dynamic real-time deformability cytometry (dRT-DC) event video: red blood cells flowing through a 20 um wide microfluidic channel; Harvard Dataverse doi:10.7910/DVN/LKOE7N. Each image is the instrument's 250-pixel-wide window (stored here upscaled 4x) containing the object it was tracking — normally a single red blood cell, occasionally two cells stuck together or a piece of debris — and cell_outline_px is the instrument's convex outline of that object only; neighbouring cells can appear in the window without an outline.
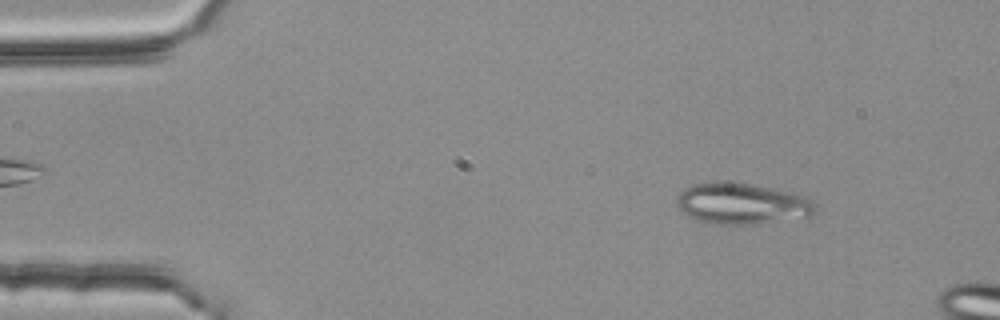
{"species": "common noctule bat (a hibernating species)", "species_latin": "Nyctalus noctula", "temperature_condition": "room temperature", "stored_images_in_passage": 2, "camera_frame_rate_fps": 3000, "um_per_image_px": 0.085, "animal": {"sex": "female", "body_mass_g": 25.1}, "frame": {"image": 1, "passage_image": 1, "time_ms": 0.0, "image_size_px": [1000, 320], "cell_outline_px": [[816, 212], [808, 216], [760, 224], [720, 224], [700, 220], [688, 216], [676, 204], [676, 196], [684, 188], [692, 184], [720, 180], [748, 184], [792, 192], [804, 196], [816, 208]], "centroid_in_image_um": [63.01, 17.29], "position_along_channel_um": 22.0, "area_um2": 33.0}}